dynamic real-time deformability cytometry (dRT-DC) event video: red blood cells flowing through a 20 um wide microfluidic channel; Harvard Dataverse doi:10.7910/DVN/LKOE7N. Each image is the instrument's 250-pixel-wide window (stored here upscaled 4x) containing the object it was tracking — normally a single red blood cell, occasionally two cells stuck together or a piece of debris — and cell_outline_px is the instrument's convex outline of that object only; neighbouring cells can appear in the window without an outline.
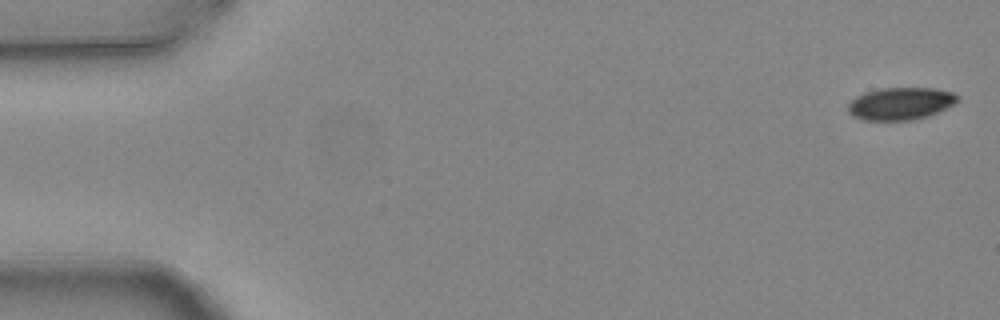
{"species": "common noctule bat (a hibernating species)", "species_latin": "Nyctalus noctula", "temperature_condition": "warm", "stored_images_in_passage": 5, "camera_frame_rate_fps": 3000, "um_per_image_px": 0.085, "animal": {"sex": "female", "body_mass_g": 24.6, "forearm_length_mm": 56.2}, "frame": {"image": 1, "passage_image": 1, "time_ms": 0.0, "image_size_px": [1000, 320], "cell_outline_px": [[960, 100], [956, 104], [928, 116], [912, 120], [860, 120], [852, 116], [848, 112], [848, 104], [856, 96], [864, 92], [880, 88], [936, 88], [952, 92], [960, 96]], "centroid_in_image_um": [76.56, 8.8], "position_along_channel_um": 8.4, "area_um2": 20.98}}
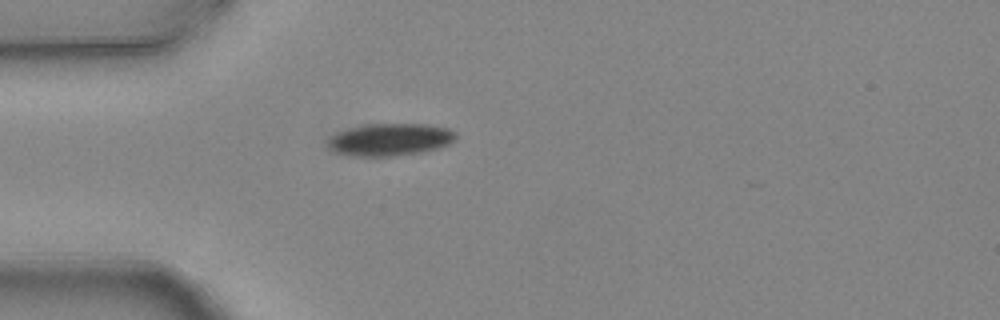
{"frame": {"image": 2, "passage_image": 5, "time_ms": 1.333, "image_size_px": [1000, 320], "cell_outline_px": [[456, 136], [448, 144], [440, 148], [420, 152], [396, 156], [356, 156], [336, 152], [328, 148], [328, 140], [336, 132], [348, 128], [368, 124], [428, 124], [448, 128], [456, 132]], "centroid_in_image_um": [33.15, 11.86], "position_along_channel_um": 51.8, "area_um2": 24.1}}